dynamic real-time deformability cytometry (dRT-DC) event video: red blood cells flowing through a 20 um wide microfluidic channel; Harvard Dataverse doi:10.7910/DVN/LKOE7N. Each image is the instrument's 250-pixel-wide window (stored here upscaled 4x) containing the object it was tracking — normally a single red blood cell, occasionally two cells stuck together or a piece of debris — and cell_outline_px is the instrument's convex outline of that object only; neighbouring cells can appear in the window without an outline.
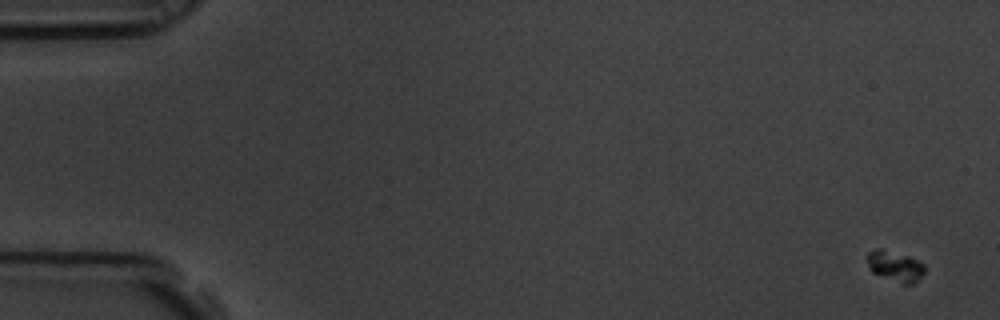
{"species": "common noctule bat (a hibernating species)", "species_latin": "Nyctalus noctula", "temperature_condition": "room temperature", "stored_images_in_passage": 6, "camera_frame_rate_fps": 3000, "um_per_image_px": 0.085, "animal": {"sex": "male", "body_mass_g": 19.5, "forearm_length_mm": 54.6}, "frame": {"image": 1, "passage_image": 1, "time_ms": 0.0, "image_size_px": [1000, 320], "cell_outline_px": [[924, 272], [912, 284], [904, 284], [872, 272], [868, 268], [864, 256], [868, 252], [876, 248], [884, 248], [908, 256], [924, 264]], "centroid_in_image_um": [76.0, 22.58], "position_along_channel_um": 9.0, "area_um2": 10.29}}
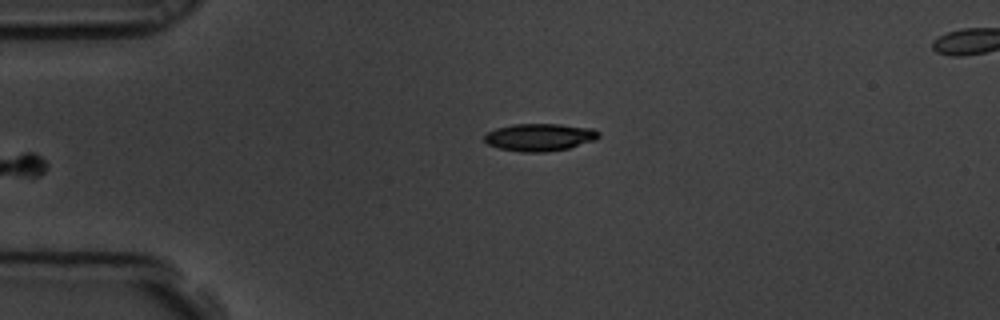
{"frame": {"image": 2, "passage_image": 6, "time_ms": 1.667, "image_size_px": [1000, 320], "cell_outline_px": [[600, 136], [596, 140], [568, 148], [544, 152], [520, 152], [500, 148], [488, 144], [484, 140], [484, 136], [488, 132], [496, 128], [512, 124], [560, 124], [592, 128], [600, 132]], "centroid_in_image_um": [45.89, 11.66], "position_along_channel_um": 39.1, "area_um2": 18.32}}